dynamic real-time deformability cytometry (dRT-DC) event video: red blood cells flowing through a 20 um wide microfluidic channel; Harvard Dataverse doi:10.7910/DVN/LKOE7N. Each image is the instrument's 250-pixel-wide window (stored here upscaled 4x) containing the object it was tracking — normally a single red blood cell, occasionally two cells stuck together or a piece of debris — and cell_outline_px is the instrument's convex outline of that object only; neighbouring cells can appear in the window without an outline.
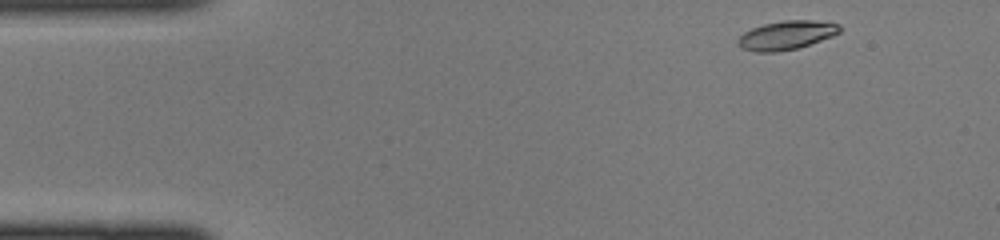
{"species": "common noctule bat (a hibernating species)", "species_latin": "Nyctalus noctula", "temperature_condition": "cold", "stored_images_in_passage": 40, "camera_frame_rate_fps": 3000, "um_per_image_px": 0.085, "animal": {"sex": "female", "body_mass_g": 22.0, "forearm_length_mm": 56.7}, "frame": {"image": 1, "passage_image": 1, "time_ms": 0.0, "image_size_px": [1000, 240], "cell_outline_px": [[840, 32], [832, 36], [796, 48], [776, 52], [756, 52], [744, 48], [736, 44], [736, 40], [744, 32], [752, 28], [764, 24], [784, 20], [812, 20], [840, 24]], "centroid_in_image_um": [66.82, 2.98], "position_along_channel_um": 18.2, "area_um2": 16.88}}
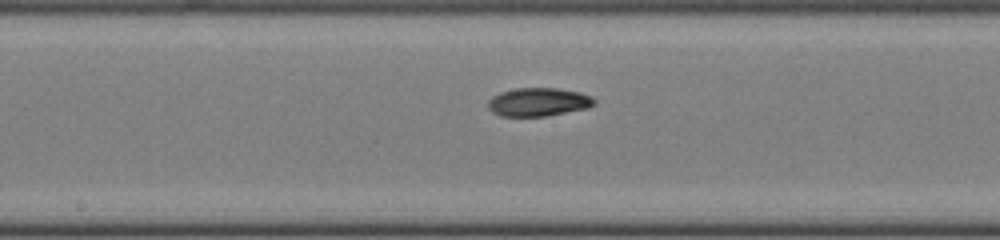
{"frame": {"image": 2, "passage_image": 19, "time_ms": 6.0, "image_size_px": [1000, 240], "cell_outline_px": [[596, 104], [588, 108], [548, 116], [500, 116], [492, 112], [488, 108], [488, 100], [492, 96], [500, 92], [516, 88], [556, 88], [580, 92], [592, 96], [596, 100]], "centroid_in_image_um": [45.78, 8.67], "position_along_channel_um": 202.4, "area_um2": 17.8}}
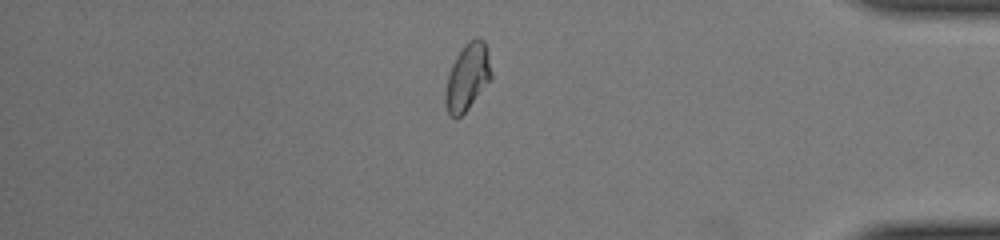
{"frame": {"image": 3, "passage_image": 34, "time_ms": 11.0, "image_size_px": [1000, 240], "cell_outline_px": [[492, 80], [468, 108], [456, 120], [448, 112], [444, 100], [444, 96], [448, 76], [452, 64], [456, 56], [464, 44], [468, 40], [476, 36], [480, 36], [484, 40], [492, 72]], "centroid_in_image_um": [39.75, 6.52], "position_along_channel_um": 395.5, "area_um2": 18.03}}